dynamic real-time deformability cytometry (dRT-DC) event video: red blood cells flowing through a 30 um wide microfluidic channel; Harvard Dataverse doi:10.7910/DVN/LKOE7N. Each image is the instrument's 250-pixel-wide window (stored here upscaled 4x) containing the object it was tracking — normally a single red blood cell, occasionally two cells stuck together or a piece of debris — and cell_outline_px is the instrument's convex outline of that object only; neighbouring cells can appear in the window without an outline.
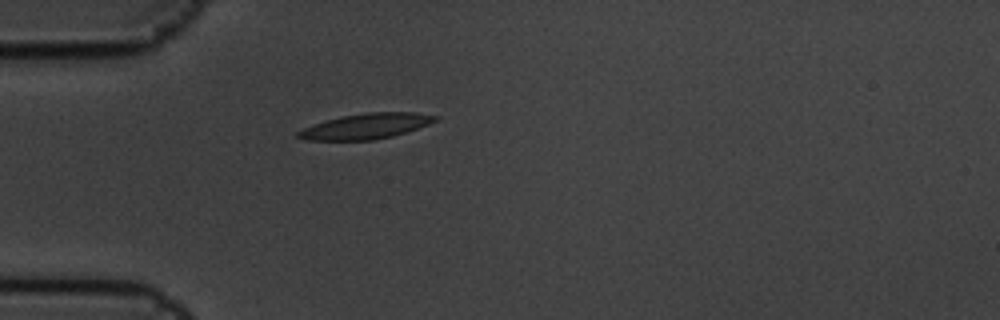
{"species": "common noctule bat (a hibernating species)", "species_latin": "Nyctalus noctula", "temperature_condition": "cold", "stored_images_in_passage": 3, "camera_frame_rate_fps": 3000, "um_per_image_px": 0.085, "animal": {"sex": "male", "body_mass_g": 19.5, "forearm_length_mm": 54.6}, "frame": {"image": 1, "passage_image": 3, "time_ms": 0.667, "image_size_px": [1000, 320], "cell_outline_px": [[440, 116], [436, 120], [428, 124], [392, 136], [372, 140], [304, 140], [296, 136], [296, 132], [304, 128], [328, 120], [344, 116], [368, 112], [416, 112]], "centroid_in_image_um": [31.11, 10.73], "position_along_channel_um": 53.9, "area_um2": 19.94}}